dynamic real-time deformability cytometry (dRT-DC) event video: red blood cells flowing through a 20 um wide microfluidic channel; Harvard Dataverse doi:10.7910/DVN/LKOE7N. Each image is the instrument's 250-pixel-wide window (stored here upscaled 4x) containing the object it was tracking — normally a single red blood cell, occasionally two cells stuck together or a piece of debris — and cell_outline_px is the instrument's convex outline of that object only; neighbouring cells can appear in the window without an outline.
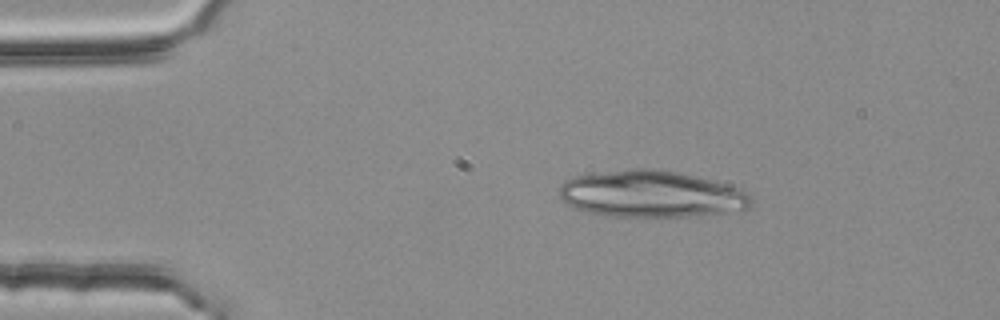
{"species": "common noctule bat (a hibernating species)", "species_latin": "Nyctalus noctula", "temperature_condition": "room temperature", "stored_images_in_passage": 2, "camera_frame_rate_fps": 3000, "um_per_image_px": 0.085, "animal": {"sex": "female", "body_mass_g": 25.1}, "frame": {"image": 1, "passage_image": 1, "time_ms": 0.0, "image_size_px": [1000, 320], "cell_outline_px": [[752, 208], [740, 212], [688, 216], [604, 216], [584, 212], [568, 204], [560, 196], [560, 184], [576, 176], [632, 168], [660, 168], [680, 172], [728, 184], [740, 188], [748, 192], [752, 196]], "centroid_in_image_um": [55.46, 16.5], "position_along_channel_um": 29.5, "area_um2": 52.83}}